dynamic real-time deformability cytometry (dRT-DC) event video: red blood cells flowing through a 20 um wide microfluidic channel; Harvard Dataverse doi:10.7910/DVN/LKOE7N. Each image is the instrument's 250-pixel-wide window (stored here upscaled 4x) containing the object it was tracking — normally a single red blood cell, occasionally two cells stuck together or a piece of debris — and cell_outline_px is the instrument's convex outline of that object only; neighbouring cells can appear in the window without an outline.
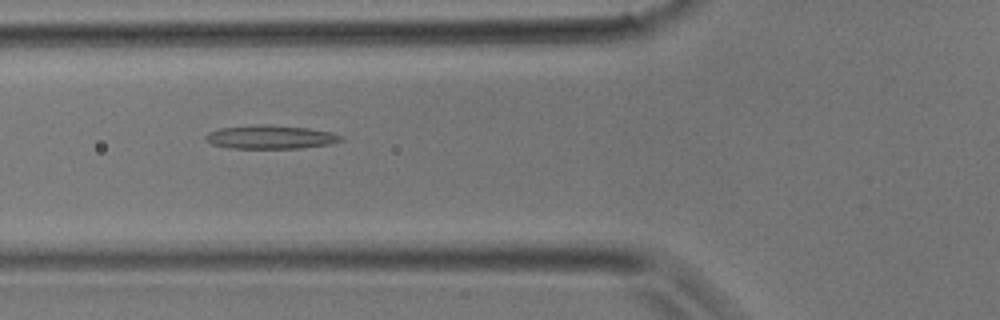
{"species": "common noctule bat (a hibernating species)", "species_latin": "Nyctalus noctula", "temperature_condition": "room temperature", "stored_images_in_passage": 33, "camera_frame_rate_fps": 3000, "um_per_image_px": 0.085, "animal": {"sex": "male", "body_mass_g": 17.9}, "frame": {"image": 1, "passage_image": 8, "time_ms": 2.333, "image_size_px": [1000, 320], "cell_outline_px": [[344, 140], [328, 144], [300, 148], [228, 148], [212, 144], [204, 136], [208, 132], [220, 128], [256, 124], [264, 124], [308, 128], [332, 132], [340, 136]], "centroid_in_image_um": [22.97, 11.64], "position_along_channel_um": 102.8, "area_um2": 18.5}}
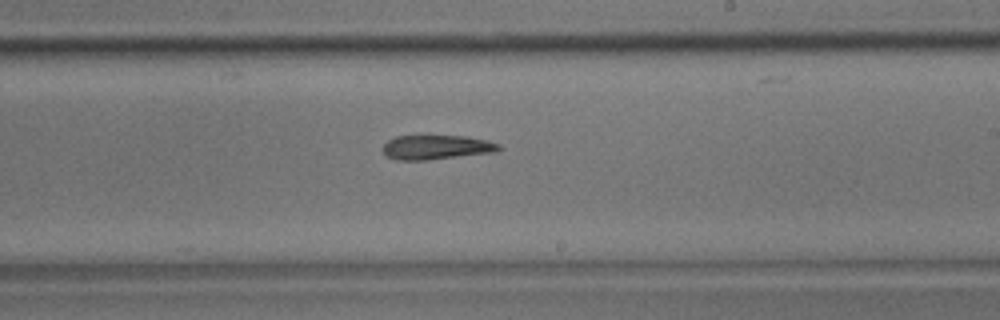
{"frame": {"image": 2, "passage_image": 17, "time_ms": 5.333, "image_size_px": [1000, 320], "cell_outline_px": [[500, 148], [496, 152], [428, 160], [396, 160], [388, 156], [384, 152], [384, 144], [388, 140], [396, 136], [464, 136], [484, 140], [500, 144]], "centroid_in_image_um": [37.09, 12.52], "position_along_channel_um": 251.9, "area_um2": 16.3}}
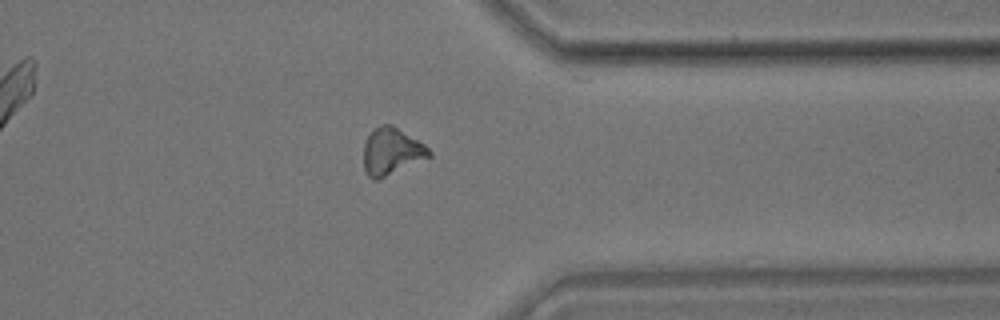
{"frame": {"image": 3, "passage_image": 25, "time_ms": 8.0, "image_size_px": [1000, 320], "cell_outline_px": [[432, 156], [376, 180], [372, 180], [364, 172], [364, 144], [368, 136], [376, 128], [384, 124], [392, 124], [424, 144], [432, 152]], "centroid_in_image_um": [33.28, 12.88], "position_along_channel_um": 378.1, "area_um2": 17.69}}